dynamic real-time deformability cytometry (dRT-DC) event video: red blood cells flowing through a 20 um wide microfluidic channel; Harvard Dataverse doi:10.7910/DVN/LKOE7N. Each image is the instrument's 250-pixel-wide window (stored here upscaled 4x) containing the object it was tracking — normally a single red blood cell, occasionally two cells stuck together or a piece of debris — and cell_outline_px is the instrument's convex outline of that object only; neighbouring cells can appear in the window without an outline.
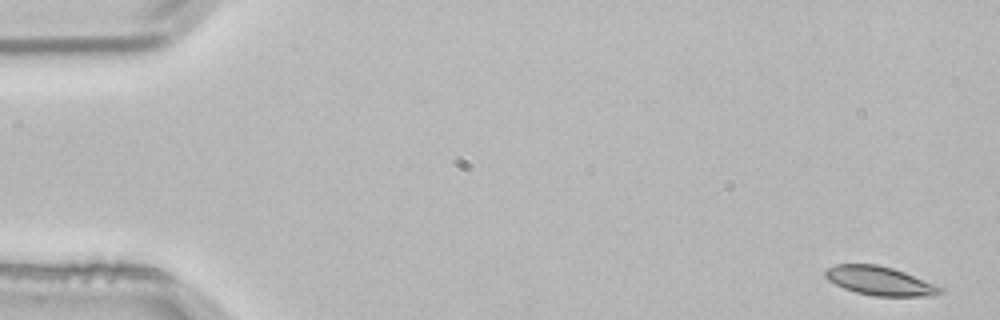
{"species": "common noctule bat (a hibernating species)", "species_latin": "Nyctalus noctula", "temperature_condition": "room temperature", "stored_images_in_passage": 3, "camera_frame_rate_fps": 3000, "um_per_image_px": 0.085, "animal": {"sex": "male", "body_mass_g": 21.5, "forearm_length_mm": 52.0}, "frame": {"image": 1, "passage_image": 1, "time_ms": 0.0, "image_size_px": [1000, 320], "cell_outline_px": [[944, 292], [932, 296], [872, 296], [856, 292], [844, 288], [828, 280], [824, 276], [824, 272], [828, 268], [836, 264], [876, 264], [892, 268], [904, 272], [944, 288]], "centroid_in_image_um": [74.78, 23.88], "position_along_channel_um": 10.2, "area_um2": 19.25}}
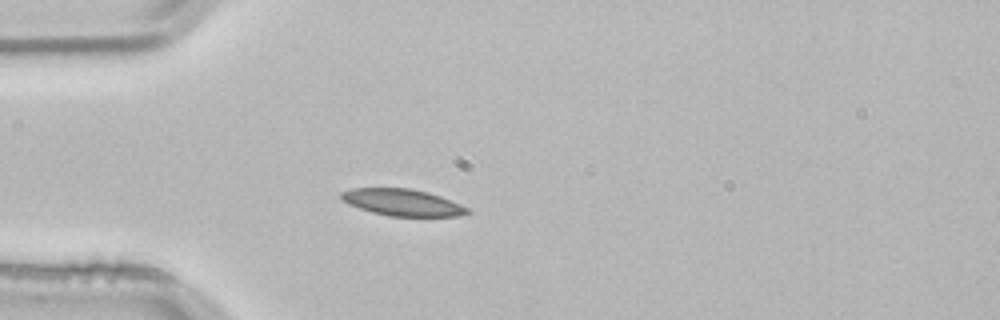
{"frame": {"image": 2, "passage_image": 3, "time_ms": 0.667, "image_size_px": [1000, 320], "cell_outline_px": [[472, 212], [460, 216], [388, 216], [372, 212], [348, 204], [340, 196], [340, 192], [352, 188], [408, 188], [428, 192], [440, 196], [460, 204], [468, 208]], "centroid_in_image_um": [34.22, 17.21], "position_along_channel_um": 50.8, "area_um2": 19.59}}